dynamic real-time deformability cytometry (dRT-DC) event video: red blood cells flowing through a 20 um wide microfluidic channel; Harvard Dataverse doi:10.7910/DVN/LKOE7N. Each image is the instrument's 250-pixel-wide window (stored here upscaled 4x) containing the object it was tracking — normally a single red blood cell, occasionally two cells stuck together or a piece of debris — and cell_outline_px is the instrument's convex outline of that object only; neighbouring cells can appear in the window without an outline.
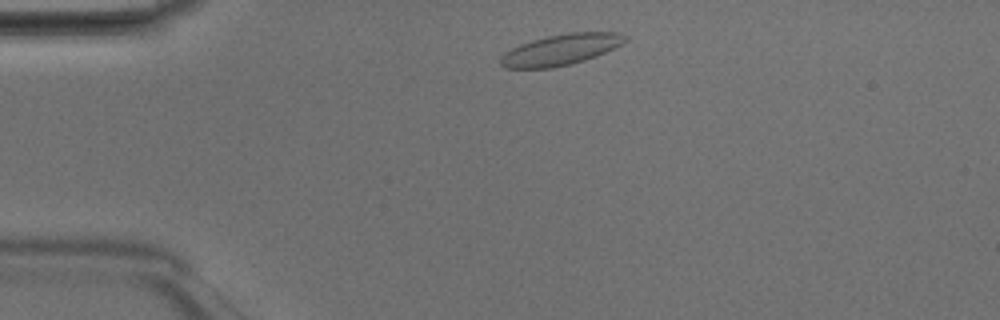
{"species": "Egyptian fruit bat (a non-hibernating species)", "species_latin": "Rousettus aegyptiacus", "temperature_condition": "room temperature", "stored_images_in_passage": 41, "camera_frame_rate_fps": 3000, "um_per_image_px": 0.085, "animal": {"sex": "male"}, "frame": {"image": 1, "passage_image": 3, "time_ms": 0.667, "image_size_px": [1000, 320], "cell_outline_px": [[628, 40], [596, 56], [584, 60], [552, 68], [504, 68], [500, 64], [500, 56], [504, 52], [520, 44], [532, 40], [548, 36], [568, 32], [616, 32], [628, 36]], "centroid_in_image_um": [47.64, 4.22], "position_along_channel_um": 37.4, "area_um2": 22.31}}
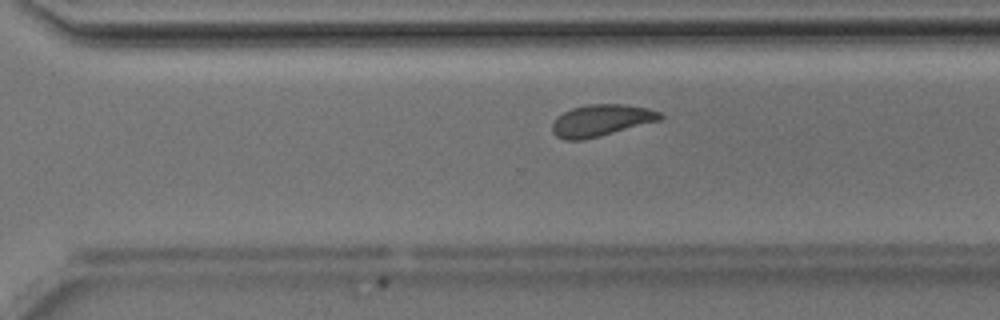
{"frame": {"image": 2, "passage_image": 26, "time_ms": 8.333, "image_size_px": [1000, 320], "cell_outline_px": [[664, 116], [660, 120], [600, 136], [584, 140], [564, 140], [556, 136], [552, 132], [552, 124], [556, 116], [572, 108], [588, 104], [624, 104], [648, 108], [660, 112]], "centroid_in_image_um": [51.08, 10.23], "position_along_channel_um": 319.5, "area_um2": 20.0}}
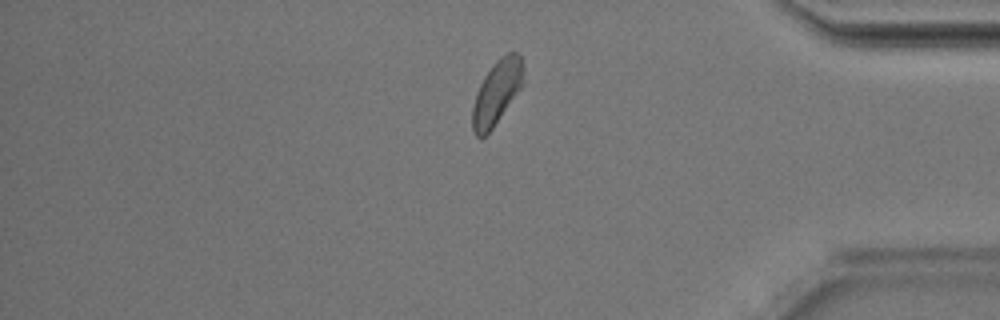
{"frame": {"image": 3, "passage_image": 33, "time_ms": 10.667, "image_size_px": [1000, 320], "cell_outline_px": [[524, 84], [492, 128], [480, 140], [472, 132], [472, 108], [476, 92], [484, 76], [496, 60], [504, 52], [516, 52], [520, 56], [524, 68]], "centroid_in_image_um": [42.23, 7.84], "position_along_channel_um": 393.0, "area_um2": 19.25}, "authors_computed_cell_mechanics": {"area_um2": 19.941, "velocity_mm_per_s": 4.1679, "shape_relaxation_time_tau1_ms": 2.3761, "shape_relaxation_time_tau2_ms": 1.0697, "deformation_change_tau1": 0.1061, "deformation_change_tau2": 0.074}}